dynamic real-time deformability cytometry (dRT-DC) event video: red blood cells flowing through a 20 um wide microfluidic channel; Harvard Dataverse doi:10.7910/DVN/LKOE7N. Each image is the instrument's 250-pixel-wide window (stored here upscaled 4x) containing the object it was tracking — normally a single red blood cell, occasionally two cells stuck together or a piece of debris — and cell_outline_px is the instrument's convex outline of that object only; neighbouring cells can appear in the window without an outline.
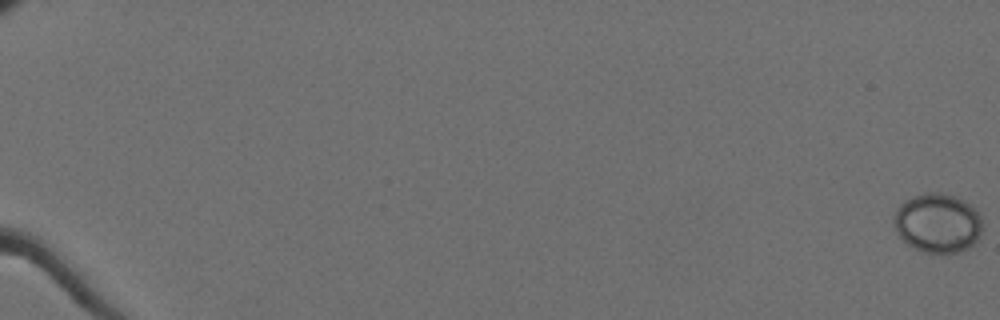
{"species": "Egyptian fruit bat (a non-hibernating species)", "species_latin": "Rousettus aegyptiacus", "temperature_condition": "cold", "stored_images_in_passage": 62, "camera_frame_rate_fps": 3000, "um_per_image_px": 0.085, "animal": {"sex": "female"}, "frame": {"image": 1, "passage_image": 1, "time_ms": 0.0, "image_size_px": [1000, 320], "cell_outline_px": [[980, 232], [976, 240], [968, 248], [956, 252], [924, 252], [908, 244], [896, 232], [892, 224], [892, 216], [896, 208], [904, 200], [912, 196], [924, 192], [940, 192], [956, 196], [964, 200], [980, 216]], "centroid_in_image_um": [79.62, 18.92], "position_along_channel_um": 5.4, "area_um2": 30.46}}
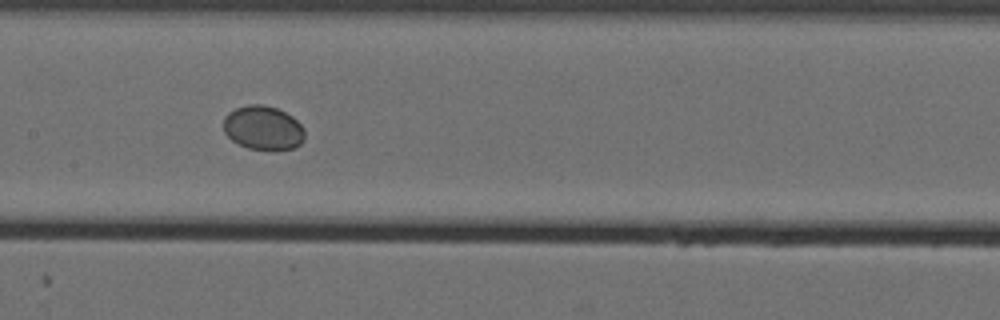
{"frame": {"image": 2, "passage_image": 35, "time_ms": 11.333, "image_size_px": [1000, 320], "cell_outline_px": [[304, 136], [300, 144], [292, 148], [276, 152], [248, 148], [232, 140], [224, 132], [224, 116], [228, 112], [236, 108], [248, 104], [264, 104], [276, 108], [292, 116], [304, 128]], "centroid_in_image_um": [22.36, 10.88], "position_along_channel_um": 185.0, "area_um2": 21.1}}
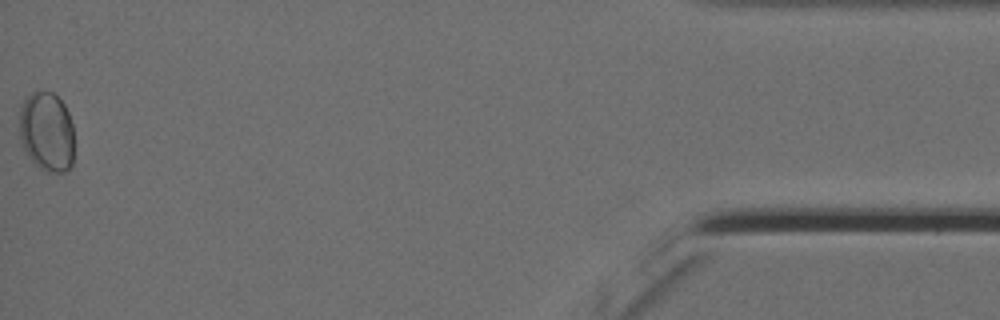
{"frame": {"image": 3, "passage_image": 62, "time_ms": 20.333, "image_size_px": [1000, 320], "cell_outline_px": [[72, 164], [68, 172], [44, 172], [28, 156], [24, 148], [20, 136], [20, 108], [24, 100], [32, 92], [52, 92], [64, 104], [68, 112], [72, 124]], "centroid_in_image_um": [3.98, 11.22], "position_along_channel_um": 431.2, "area_um2": 25.26}}